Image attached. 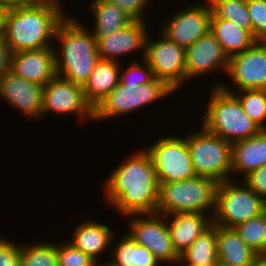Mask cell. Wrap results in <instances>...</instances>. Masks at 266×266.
<instances>
[{"label": "cell", "mask_w": 266, "mask_h": 266, "mask_svg": "<svg viewBox=\"0 0 266 266\" xmlns=\"http://www.w3.org/2000/svg\"><path fill=\"white\" fill-rule=\"evenodd\" d=\"M216 247L219 266H251L257 255L233 228L218 225Z\"/></svg>", "instance_id": "20"}, {"label": "cell", "mask_w": 266, "mask_h": 266, "mask_svg": "<svg viewBox=\"0 0 266 266\" xmlns=\"http://www.w3.org/2000/svg\"><path fill=\"white\" fill-rule=\"evenodd\" d=\"M266 164V129L232 144V169L248 175Z\"/></svg>", "instance_id": "21"}, {"label": "cell", "mask_w": 266, "mask_h": 266, "mask_svg": "<svg viewBox=\"0 0 266 266\" xmlns=\"http://www.w3.org/2000/svg\"><path fill=\"white\" fill-rule=\"evenodd\" d=\"M8 8L0 4V37L4 35L5 16Z\"/></svg>", "instance_id": "40"}, {"label": "cell", "mask_w": 266, "mask_h": 266, "mask_svg": "<svg viewBox=\"0 0 266 266\" xmlns=\"http://www.w3.org/2000/svg\"><path fill=\"white\" fill-rule=\"evenodd\" d=\"M95 16V39H99L124 28L133 20L117 5L106 0H95L90 4Z\"/></svg>", "instance_id": "25"}, {"label": "cell", "mask_w": 266, "mask_h": 266, "mask_svg": "<svg viewBox=\"0 0 266 266\" xmlns=\"http://www.w3.org/2000/svg\"><path fill=\"white\" fill-rule=\"evenodd\" d=\"M208 103L203 127L230 144L247 139L262 129L244 112L239 99L224 85H217Z\"/></svg>", "instance_id": "4"}, {"label": "cell", "mask_w": 266, "mask_h": 266, "mask_svg": "<svg viewBox=\"0 0 266 266\" xmlns=\"http://www.w3.org/2000/svg\"><path fill=\"white\" fill-rule=\"evenodd\" d=\"M118 64L100 59L82 87L84 97L93 109L119 84L121 68Z\"/></svg>", "instance_id": "22"}, {"label": "cell", "mask_w": 266, "mask_h": 266, "mask_svg": "<svg viewBox=\"0 0 266 266\" xmlns=\"http://www.w3.org/2000/svg\"><path fill=\"white\" fill-rule=\"evenodd\" d=\"M210 32L229 58L242 53L257 41L250 31L241 28L234 21L217 18L213 13L211 14Z\"/></svg>", "instance_id": "23"}, {"label": "cell", "mask_w": 266, "mask_h": 266, "mask_svg": "<svg viewBox=\"0 0 266 266\" xmlns=\"http://www.w3.org/2000/svg\"><path fill=\"white\" fill-rule=\"evenodd\" d=\"M217 18L234 21L252 33V23L247 11L246 0H207Z\"/></svg>", "instance_id": "29"}, {"label": "cell", "mask_w": 266, "mask_h": 266, "mask_svg": "<svg viewBox=\"0 0 266 266\" xmlns=\"http://www.w3.org/2000/svg\"><path fill=\"white\" fill-rule=\"evenodd\" d=\"M252 23V35L257 41H266V0H246Z\"/></svg>", "instance_id": "32"}, {"label": "cell", "mask_w": 266, "mask_h": 266, "mask_svg": "<svg viewBox=\"0 0 266 266\" xmlns=\"http://www.w3.org/2000/svg\"><path fill=\"white\" fill-rule=\"evenodd\" d=\"M138 217L131 220L129 225L131 229L128 232L130 237L139 245L150 250L160 263L169 261L178 264L180 256L173 247L166 222L167 216L154 213L147 214L148 219L141 218L140 214Z\"/></svg>", "instance_id": "11"}, {"label": "cell", "mask_w": 266, "mask_h": 266, "mask_svg": "<svg viewBox=\"0 0 266 266\" xmlns=\"http://www.w3.org/2000/svg\"><path fill=\"white\" fill-rule=\"evenodd\" d=\"M257 254H266V210L233 228Z\"/></svg>", "instance_id": "28"}, {"label": "cell", "mask_w": 266, "mask_h": 266, "mask_svg": "<svg viewBox=\"0 0 266 266\" xmlns=\"http://www.w3.org/2000/svg\"><path fill=\"white\" fill-rule=\"evenodd\" d=\"M0 96L27 117H42L43 86L9 71L0 79Z\"/></svg>", "instance_id": "15"}, {"label": "cell", "mask_w": 266, "mask_h": 266, "mask_svg": "<svg viewBox=\"0 0 266 266\" xmlns=\"http://www.w3.org/2000/svg\"><path fill=\"white\" fill-rule=\"evenodd\" d=\"M175 92L165 81L153 78L137 87L120 83L93 109V119L97 121L117 117L142 106L153 103Z\"/></svg>", "instance_id": "8"}, {"label": "cell", "mask_w": 266, "mask_h": 266, "mask_svg": "<svg viewBox=\"0 0 266 266\" xmlns=\"http://www.w3.org/2000/svg\"><path fill=\"white\" fill-rule=\"evenodd\" d=\"M227 73L240 91L266 89V41L229 58Z\"/></svg>", "instance_id": "13"}, {"label": "cell", "mask_w": 266, "mask_h": 266, "mask_svg": "<svg viewBox=\"0 0 266 266\" xmlns=\"http://www.w3.org/2000/svg\"><path fill=\"white\" fill-rule=\"evenodd\" d=\"M152 160L159 183L196 177L187 138L162 137L146 150Z\"/></svg>", "instance_id": "9"}, {"label": "cell", "mask_w": 266, "mask_h": 266, "mask_svg": "<svg viewBox=\"0 0 266 266\" xmlns=\"http://www.w3.org/2000/svg\"><path fill=\"white\" fill-rule=\"evenodd\" d=\"M243 177L244 184L266 202V164Z\"/></svg>", "instance_id": "36"}, {"label": "cell", "mask_w": 266, "mask_h": 266, "mask_svg": "<svg viewBox=\"0 0 266 266\" xmlns=\"http://www.w3.org/2000/svg\"><path fill=\"white\" fill-rule=\"evenodd\" d=\"M49 1L53 0H0V4L9 9L20 6H33Z\"/></svg>", "instance_id": "39"}, {"label": "cell", "mask_w": 266, "mask_h": 266, "mask_svg": "<svg viewBox=\"0 0 266 266\" xmlns=\"http://www.w3.org/2000/svg\"><path fill=\"white\" fill-rule=\"evenodd\" d=\"M161 39L150 42L147 37L144 60L155 78L177 90L186 80L185 49L161 33ZM150 42V43H149ZM181 84V85H180Z\"/></svg>", "instance_id": "10"}, {"label": "cell", "mask_w": 266, "mask_h": 266, "mask_svg": "<svg viewBox=\"0 0 266 266\" xmlns=\"http://www.w3.org/2000/svg\"><path fill=\"white\" fill-rule=\"evenodd\" d=\"M58 266H95L96 261L70 242L57 245Z\"/></svg>", "instance_id": "33"}, {"label": "cell", "mask_w": 266, "mask_h": 266, "mask_svg": "<svg viewBox=\"0 0 266 266\" xmlns=\"http://www.w3.org/2000/svg\"><path fill=\"white\" fill-rule=\"evenodd\" d=\"M159 201L156 213H204L209 208L215 212L218 183L211 178L196 176L186 180L159 183ZM213 208V209H212Z\"/></svg>", "instance_id": "5"}, {"label": "cell", "mask_w": 266, "mask_h": 266, "mask_svg": "<svg viewBox=\"0 0 266 266\" xmlns=\"http://www.w3.org/2000/svg\"><path fill=\"white\" fill-rule=\"evenodd\" d=\"M184 56L186 79L206 74L219 67L227 73L229 57L210 31L187 47Z\"/></svg>", "instance_id": "16"}, {"label": "cell", "mask_w": 266, "mask_h": 266, "mask_svg": "<svg viewBox=\"0 0 266 266\" xmlns=\"http://www.w3.org/2000/svg\"><path fill=\"white\" fill-rule=\"evenodd\" d=\"M81 26L69 17L60 22L55 40L57 38L60 42L61 55L55 54V65L57 76H63V79L83 87L100 57L93 33H89Z\"/></svg>", "instance_id": "3"}, {"label": "cell", "mask_w": 266, "mask_h": 266, "mask_svg": "<svg viewBox=\"0 0 266 266\" xmlns=\"http://www.w3.org/2000/svg\"><path fill=\"white\" fill-rule=\"evenodd\" d=\"M143 21H132L113 34L96 40L100 59L116 61L117 56L143 49L145 55L147 30Z\"/></svg>", "instance_id": "18"}, {"label": "cell", "mask_w": 266, "mask_h": 266, "mask_svg": "<svg viewBox=\"0 0 266 266\" xmlns=\"http://www.w3.org/2000/svg\"><path fill=\"white\" fill-rule=\"evenodd\" d=\"M188 148L197 176L214 179L217 183L229 180L232 169V144L202 126L200 133L188 136Z\"/></svg>", "instance_id": "7"}, {"label": "cell", "mask_w": 266, "mask_h": 266, "mask_svg": "<svg viewBox=\"0 0 266 266\" xmlns=\"http://www.w3.org/2000/svg\"><path fill=\"white\" fill-rule=\"evenodd\" d=\"M266 210V202L246 184H233L231 179L219 182L216 189L215 213L212 224L234 228Z\"/></svg>", "instance_id": "6"}, {"label": "cell", "mask_w": 266, "mask_h": 266, "mask_svg": "<svg viewBox=\"0 0 266 266\" xmlns=\"http://www.w3.org/2000/svg\"><path fill=\"white\" fill-rule=\"evenodd\" d=\"M251 266H266V254H257Z\"/></svg>", "instance_id": "41"}, {"label": "cell", "mask_w": 266, "mask_h": 266, "mask_svg": "<svg viewBox=\"0 0 266 266\" xmlns=\"http://www.w3.org/2000/svg\"><path fill=\"white\" fill-rule=\"evenodd\" d=\"M119 6L133 21H145L142 18V10L147 0H106Z\"/></svg>", "instance_id": "37"}, {"label": "cell", "mask_w": 266, "mask_h": 266, "mask_svg": "<svg viewBox=\"0 0 266 266\" xmlns=\"http://www.w3.org/2000/svg\"><path fill=\"white\" fill-rule=\"evenodd\" d=\"M207 3L208 5L199 6L196 4L175 13L163 27L162 34L184 49L194 44L210 31L212 11L208 1Z\"/></svg>", "instance_id": "14"}, {"label": "cell", "mask_w": 266, "mask_h": 266, "mask_svg": "<svg viewBox=\"0 0 266 266\" xmlns=\"http://www.w3.org/2000/svg\"><path fill=\"white\" fill-rule=\"evenodd\" d=\"M98 263H100V262H96V263H95V266H103V265H104V266H116V265H114L111 261H110L109 263H104V264H102V265H100V264L98 265Z\"/></svg>", "instance_id": "42"}, {"label": "cell", "mask_w": 266, "mask_h": 266, "mask_svg": "<svg viewBox=\"0 0 266 266\" xmlns=\"http://www.w3.org/2000/svg\"><path fill=\"white\" fill-rule=\"evenodd\" d=\"M202 213H177L168 215L167 222L170 237L176 253L180 256L205 230L212 225V220ZM210 220V221H209Z\"/></svg>", "instance_id": "19"}, {"label": "cell", "mask_w": 266, "mask_h": 266, "mask_svg": "<svg viewBox=\"0 0 266 266\" xmlns=\"http://www.w3.org/2000/svg\"><path fill=\"white\" fill-rule=\"evenodd\" d=\"M111 229L96 221H86L74 230V239L71 244L98 262V254L102 253L113 238Z\"/></svg>", "instance_id": "24"}, {"label": "cell", "mask_w": 266, "mask_h": 266, "mask_svg": "<svg viewBox=\"0 0 266 266\" xmlns=\"http://www.w3.org/2000/svg\"><path fill=\"white\" fill-rule=\"evenodd\" d=\"M185 266H219L216 247V225L212 224L180 255Z\"/></svg>", "instance_id": "26"}, {"label": "cell", "mask_w": 266, "mask_h": 266, "mask_svg": "<svg viewBox=\"0 0 266 266\" xmlns=\"http://www.w3.org/2000/svg\"><path fill=\"white\" fill-rule=\"evenodd\" d=\"M244 95L234 94L240 101L244 112L261 129H266L263 121L266 120V89L244 90Z\"/></svg>", "instance_id": "31"}, {"label": "cell", "mask_w": 266, "mask_h": 266, "mask_svg": "<svg viewBox=\"0 0 266 266\" xmlns=\"http://www.w3.org/2000/svg\"><path fill=\"white\" fill-rule=\"evenodd\" d=\"M143 62V64H139L136 61L131 62V65L129 64L130 67L127 68L125 74H120L119 83L123 86L133 85L134 87H137L141 84L150 82L154 78L152 69L144 59Z\"/></svg>", "instance_id": "34"}, {"label": "cell", "mask_w": 266, "mask_h": 266, "mask_svg": "<svg viewBox=\"0 0 266 266\" xmlns=\"http://www.w3.org/2000/svg\"><path fill=\"white\" fill-rule=\"evenodd\" d=\"M21 246L0 237V266H20Z\"/></svg>", "instance_id": "35"}, {"label": "cell", "mask_w": 266, "mask_h": 266, "mask_svg": "<svg viewBox=\"0 0 266 266\" xmlns=\"http://www.w3.org/2000/svg\"><path fill=\"white\" fill-rule=\"evenodd\" d=\"M116 266H158L159 260L146 247L135 242L129 234L123 237L113 251Z\"/></svg>", "instance_id": "27"}, {"label": "cell", "mask_w": 266, "mask_h": 266, "mask_svg": "<svg viewBox=\"0 0 266 266\" xmlns=\"http://www.w3.org/2000/svg\"><path fill=\"white\" fill-rule=\"evenodd\" d=\"M105 194L112 206L128 216L154 214L160 184L147 151L131 156L105 182Z\"/></svg>", "instance_id": "1"}, {"label": "cell", "mask_w": 266, "mask_h": 266, "mask_svg": "<svg viewBox=\"0 0 266 266\" xmlns=\"http://www.w3.org/2000/svg\"><path fill=\"white\" fill-rule=\"evenodd\" d=\"M21 246L20 266H58L57 245L36 243Z\"/></svg>", "instance_id": "30"}, {"label": "cell", "mask_w": 266, "mask_h": 266, "mask_svg": "<svg viewBox=\"0 0 266 266\" xmlns=\"http://www.w3.org/2000/svg\"><path fill=\"white\" fill-rule=\"evenodd\" d=\"M61 8L58 0L9 8L3 37L11 53L51 47L48 41L65 18Z\"/></svg>", "instance_id": "2"}, {"label": "cell", "mask_w": 266, "mask_h": 266, "mask_svg": "<svg viewBox=\"0 0 266 266\" xmlns=\"http://www.w3.org/2000/svg\"><path fill=\"white\" fill-rule=\"evenodd\" d=\"M11 51L4 37H0V79L10 71Z\"/></svg>", "instance_id": "38"}, {"label": "cell", "mask_w": 266, "mask_h": 266, "mask_svg": "<svg viewBox=\"0 0 266 266\" xmlns=\"http://www.w3.org/2000/svg\"><path fill=\"white\" fill-rule=\"evenodd\" d=\"M49 111L57 114L78 113L83 119H93V108L86 101L82 86L57 75L43 86L42 117Z\"/></svg>", "instance_id": "12"}, {"label": "cell", "mask_w": 266, "mask_h": 266, "mask_svg": "<svg viewBox=\"0 0 266 266\" xmlns=\"http://www.w3.org/2000/svg\"><path fill=\"white\" fill-rule=\"evenodd\" d=\"M53 47L11 53L10 71L27 81L44 86L56 74Z\"/></svg>", "instance_id": "17"}]
</instances>
